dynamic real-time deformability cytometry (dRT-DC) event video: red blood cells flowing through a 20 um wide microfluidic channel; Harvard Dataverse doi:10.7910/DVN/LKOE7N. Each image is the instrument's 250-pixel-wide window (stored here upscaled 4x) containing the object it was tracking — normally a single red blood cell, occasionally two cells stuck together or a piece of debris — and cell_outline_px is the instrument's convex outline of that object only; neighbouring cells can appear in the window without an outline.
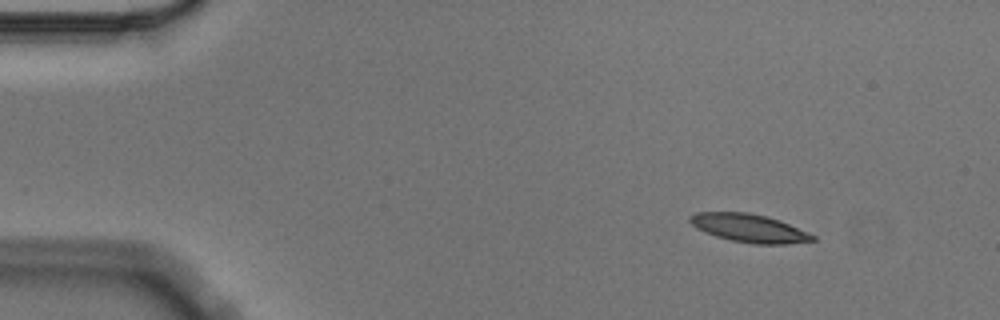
{"species": "Egyptian fruit bat (a non-hibernating species)", "species_latin": "Rousettus aegyptiacus", "temperature_condition": "cold", "stored_images_in_passage": 3, "camera_frame_rate_fps": 3000, "um_per_image_px": 0.085, "animal": {"sex": "male"}, "frame": {"image": 1, "passage_image": 1, "time_ms": 0.0, "image_size_px": [1000, 320], "cell_outline_px": [[816, 240], [788, 244], [752, 244], [732, 240], [716, 236], [704, 232], [696, 228], [688, 220], [688, 216], [696, 212], [748, 212], [780, 220], [816, 236]], "centroid_in_image_um": [63.66, 19.39], "position_along_channel_um": 21.3, "area_um2": 20.17}}
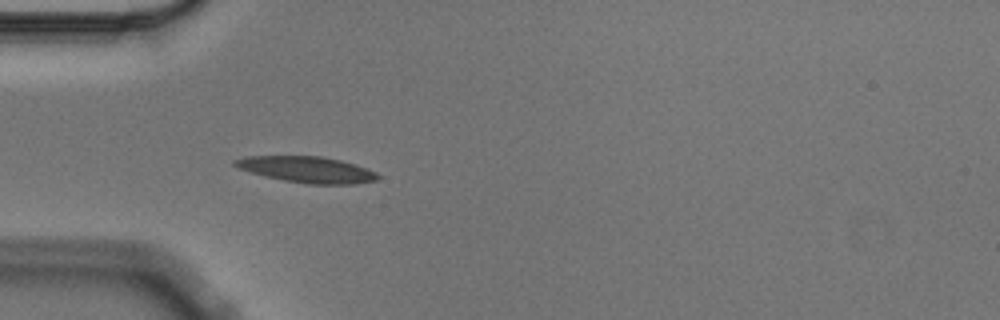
{"frame": {"image": 2, "passage_image": 3, "time_ms": 0.667, "image_size_px": [1000, 320], "cell_outline_px": [[380, 176], [376, 180], [356, 184], [308, 184], [284, 180], [264, 176], [240, 168], [232, 164], [232, 160], [248, 156], [320, 156], [340, 160], [376, 172]], "centroid_in_image_um": [26.08, 14.41], "position_along_channel_um": 58.9, "area_um2": 21.5}}